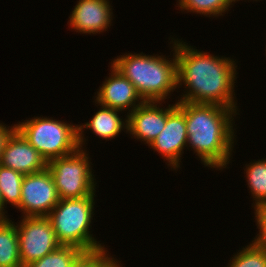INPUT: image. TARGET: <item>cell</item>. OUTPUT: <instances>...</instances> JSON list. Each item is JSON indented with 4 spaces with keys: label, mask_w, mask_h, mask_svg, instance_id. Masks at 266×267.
I'll return each mask as SVG.
<instances>
[{
    "label": "cell",
    "mask_w": 266,
    "mask_h": 267,
    "mask_svg": "<svg viewBox=\"0 0 266 267\" xmlns=\"http://www.w3.org/2000/svg\"><path fill=\"white\" fill-rule=\"evenodd\" d=\"M187 135L185 114L177 107V102L169 104L166 125L149 147L161 154L164 161L169 163L167 166L177 171L184 148L187 147Z\"/></svg>",
    "instance_id": "9"
},
{
    "label": "cell",
    "mask_w": 266,
    "mask_h": 267,
    "mask_svg": "<svg viewBox=\"0 0 266 267\" xmlns=\"http://www.w3.org/2000/svg\"><path fill=\"white\" fill-rule=\"evenodd\" d=\"M246 181L253 201V209L266 207V158L246 164Z\"/></svg>",
    "instance_id": "16"
},
{
    "label": "cell",
    "mask_w": 266,
    "mask_h": 267,
    "mask_svg": "<svg viewBox=\"0 0 266 267\" xmlns=\"http://www.w3.org/2000/svg\"><path fill=\"white\" fill-rule=\"evenodd\" d=\"M110 68L111 73L99 87L94 102L98 106L102 105L121 112L128 110L127 115H129L144 100L136 91L135 86L112 64Z\"/></svg>",
    "instance_id": "10"
},
{
    "label": "cell",
    "mask_w": 266,
    "mask_h": 267,
    "mask_svg": "<svg viewBox=\"0 0 266 267\" xmlns=\"http://www.w3.org/2000/svg\"><path fill=\"white\" fill-rule=\"evenodd\" d=\"M87 150L78 148L73 153L47 162L60 199L82 198L95 194L96 181Z\"/></svg>",
    "instance_id": "6"
},
{
    "label": "cell",
    "mask_w": 266,
    "mask_h": 267,
    "mask_svg": "<svg viewBox=\"0 0 266 267\" xmlns=\"http://www.w3.org/2000/svg\"><path fill=\"white\" fill-rule=\"evenodd\" d=\"M83 253L84 251L77 247L60 245L43 258L22 267H72Z\"/></svg>",
    "instance_id": "18"
},
{
    "label": "cell",
    "mask_w": 266,
    "mask_h": 267,
    "mask_svg": "<svg viewBox=\"0 0 266 267\" xmlns=\"http://www.w3.org/2000/svg\"><path fill=\"white\" fill-rule=\"evenodd\" d=\"M15 130L16 124L10 127L0 123V161L6 142Z\"/></svg>",
    "instance_id": "23"
},
{
    "label": "cell",
    "mask_w": 266,
    "mask_h": 267,
    "mask_svg": "<svg viewBox=\"0 0 266 267\" xmlns=\"http://www.w3.org/2000/svg\"><path fill=\"white\" fill-rule=\"evenodd\" d=\"M15 224L22 266L43 258L60 246L47 216H25Z\"/></svg>",
    "instance_id": "7"
},
{
    "label": "cell",
    "mask_w": 266,
    "mask_h": 267,
    "mask_svg": "<svg viewBox=\"0 0 266 267\" xmlns=\"http://www.w3.org/2000/svg\"><path fill=\"white\" fill-rule=\"evenodd\" d=\"M162 103L144 101L139 105L127 115V132L149 146L166 125L167 108H160Z\"/></svg>",
    "instance_id": "13"
},
{
    "label": "cell",
    "mask_w": 266,
    "mask_h": 267,
    "mask_svg": "<svg viewBox=\"0 0 266 267\" xmlns=\"http://www.w3.org/2000/svg\"><path fill=\"white\" fill-rule=\"evenodd\" d=\"M23 179L24 175L19 171L0 165V191L4 207L8 203L16 208L19 207Z\"/></svg>",
    "instance_id": "17"
},
{
    "label": "cell",
    "mask_w": 266,
    "mask_h": 267,
    "mask_svg": "<svg viewBox=\"0 0 266 267\" xmlns=\"http://www.w3.org/2000/svg\"><path fill=\"white\" fill-rule=\"evenodd\" d=\"M170 43L173 44L172 58L166 59L163 55L152 56L141 52L124 54L111 61V64L135 86L144 101L164 102L171 92L178 89L175 38L171 37Z\"/></svg>",
    "instance_id": "3"
},
{
    "label": "cell",
    "mask_w": 266,
    "mask_h": 267,
    "mask_svg": "<svg viewBox=\"0 0 266 267\" xmlns=\"http://www.w3.org/2000/svg\"><path fill=\"white\" fill-rule=\"evenodd\" d=\"M112 6L109 0H79L70 14V28L82 34L103 33L112 24Z\"/></svg>",
    "instance_id": "11"
},
{
    "label": "cell",
    "mask_w": 266,
    "mask_h": 267,
    "mask_svg": "<svg viewBox=\"0 0 266 267\" xmlns=\"http://www.w3.org/2000/svg\"><path fill=\"white\" fill-rule=\"evenodd\" d=\"M0 267H22L17 226L12 220H0Z\"/></svg>",
    "instance_id": "15"
},
{
    "label": "cell",
    "mask_w": 266,
    "mask_h": 267,
    "mask_svg": "<svg viewBox=\"0 0 266 267\" xmlns=\"http://www.w3.org/2000/svg\"><path fill=\"white\" fill-rule=\"evenodd\" d=\"M3 200H2V194L0 191V220L8 219L7 215H5L7 212L5 211Z\"/></svg>",
    "instance_id": "24"
},
{
    "label": "cell",
    "mask_w": 266,
    "mask_h": 267,
    "mask_svg": "<svg viewBox=\"0 0 266 267\" xmlns=\"http://www.w3.org/2000/svg\"><path fill=\"white\" fill-rule=\"evenodd\" d=\"M238 1H240V0H229V2L232 4L233 3V5L235 4L234 2H238Z\"/></svg>",
    "instance_id": "25"
},
{
    "label": "cell",
    "mask_w": 266,
    "mask_h": 267,
    "mask_svg": "<svg viewBox=\"0 0 266 267\" xmlns=\"http://www.w3.org/2000/svg\"><path fill=\"white\" fill-rule=\"evenodd\" d=\"M60 197L51 172L45 170L24 175L18 209L25 216H47Z\"/></svg>",
    "instance_id": "8"
},
{
    "label": "cell",
    "mask_w": 266,
    "mask_h": 267,
    "mask_svg": "<svg viewBox=\"0 0 266 267\" xmlns=\"http://www.w3.org/2000/svg\"><path fill=\"white\" fill-rule=\"evenodd\" d=\"M16 129L49 162L79 148L78 124L51 117H35L16 124Z\"/></svg>",
    "instance_id": "5"
},
{
    "label": "cell",
    "mask_w": 266,
    "mask_h": 267,
    "mask_svg": "<svg viewBox=\"0 0 266 267\" xmlns=\"http://www.w3.org/2000/svg\"><path fill=\"white\" fill-rule=\"evenodd\" d=\"M99 111L92 116V119L82 125H78L79 147L84 149L86 140L84 130H92L93 133L106 141L115 139L125 129L127 133V115L125 119L119 117L121 111L100 105Z\"/></svg>",
    "instance_id": "14"
},
{
    "label": "cell",
    "mask_w": 266,
    "mask_h": 267,
    "mask_svg": "<svg viewBox=\"0 0 266 267\" xmlns=\"http://www.w3.org/2000/svg\"><path fill=\"white\" fill-rule=\"evenodd\" d=\"M255 222L259 233L256 235L252 242L263 252L266 253V207L255 209Z\"/></svg>",
    "instance_id": "22"
},
{
    "label": "cell",
    "mask_w": 266,
    "mask_h": 267,
    "mask_svg": "<svg viewBox=\"0 0 266 267\" xmlns=\"http://www.w3.org/2000/svg\"><path fill=\"white\" fill-rule=\"evenodd\" d=\"M185 114L187 146L194 150L204 167L223 170L230 163L235 129L234 109L216 104H196L177 101Z\"/></svg>",
    "instance_id": "2"
},
{
    "label": "cell",
    "mask_w": 266,
    "mask_h": 267,
    "mask_svg": "<svg viewBox=\"0 0 266 267\" xmlns=\"http://www.w3.org/2000/svg\"><path fill=\"white\" fill-rule=\"evenodd\" d=\"M107 248L96 251L84 252L72 265V267H122L113 256L107 253Z\"/></svg>",
    "instance_id": "21"
},
{
    "label": "cell",
    "mask_w": 266,
    "mask_h": 267,
    "mask_svg": "<svg viewBox=\"0 0 266 267\" xmlns=\"http://www.w3.org/2000/svg\"><path fill=\"white\" fill-rule=\"evenodd\" d=\"M178 88L185 94L178 101L216 104L238 111L235 97L237 65L234 59L202 52L175 39ZM235 99V100H234Z\"/></svg>",
    "instance_id": "1"
},
{
    "label": "cell",
    "mask_w": 266,
    "mask_h": 267,
    "mask_svg": "<svg viewBox=\"0 0 266 267\" xmlns=\"http://www.w3.org/2000/svg\"><path fill=\"white\" fill-rule=\"evenodd\" d=\"M0 165L23 175L38 173L47 168L46 160L17 129L6 142Z\"/></svg>",
    "instance_id": "12"
},
{
    "label": "cell",
    "mask_w": 266,
    "mask_h": 267,
    "mask_svg": "<svg viewBox=\"0 0 266 267\" xmlns=\"http://www.w3.org/2000/svg\"><path fill=\"white\" fill-rule=\"evenodd\" d=\"M229 262L227 267H266V253L251 242L234 254Z\"/></svg>",
    "instance_id": "20"
},
{
    "label": "cell",
    "mask_w": 266,
    "mask_h": 267,
    "mask_svg": "<svg viewBox=\"0 0 266 267\" xmlns=\"http://www.w3.org/2000/svg\"><path fill=\"white\" fill-rule=\"evenodd\" d=\"M94 197L95 194L82 198L60 199L47 215L60 245L74 246L84 252L105 248L89 231L94 215Z\"/></svg>",
    "instance_id": "4"
},
{
    "label": "cell",
    "mask_w": 266,
    "mask_h": 267,
    "mask_svg": "<svg viewBox=\"0 0 266 267\" xmlns=\"http://www.w3.org/2000/svg\"><path fill=\"white\" fill-rule=\"evenodd\" d=\"M177 2L178 8L182 11L217 18L223 16L233 5L229 0H178Z\"/></svg>",
    "instance_id": "19"
}]
</instances>
